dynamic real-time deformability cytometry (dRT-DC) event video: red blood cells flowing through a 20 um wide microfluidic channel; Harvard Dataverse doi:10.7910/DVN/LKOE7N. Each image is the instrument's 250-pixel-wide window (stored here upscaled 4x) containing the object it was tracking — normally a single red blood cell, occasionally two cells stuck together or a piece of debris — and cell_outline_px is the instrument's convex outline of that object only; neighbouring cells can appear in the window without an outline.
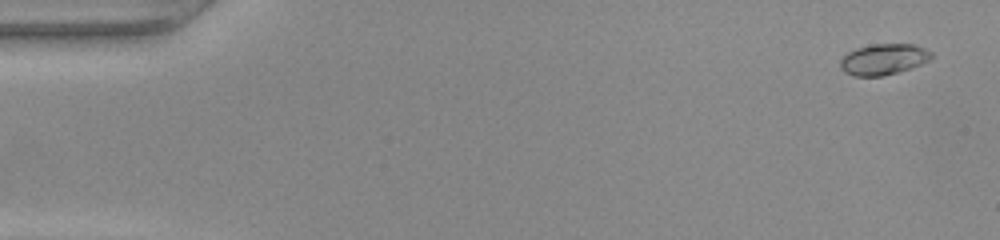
{"species": "common noctule bat (a hibernating species)", "species_latin": "Nyctalus noctula", "temperature_condition": "warm", "stored_images_in_passage": 49, "camera_frame_rate_fps": 3000, "um_per_image_px": 0.085, "animal": {"sex": "female", "body_mass_g": 22.0, "forearm_length_mm": 56.7}, "frame": {"image": 1, "passage_image": 2, "time_ms": 0.333, "image_size_px": [1000, 240], "cell_outline_px": [[932, 56], [928, 60], [920, 64], [896, 72], [880, 76], [852, 76], [844, 72], [840, 68], [840, 60], [848, 52], [856, 48], [872, 44], [912, 44], [924, 48], [932, 52]], "centroid_in_image_um": [75.05, 5.03], "position_along_channel_um": 9.9, "area_um2": 16.24}}
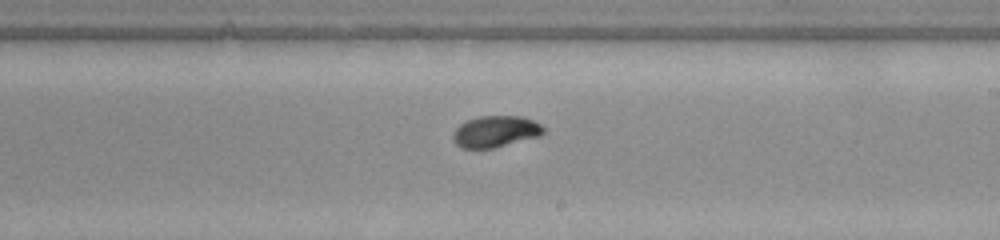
{"frame": {"image": 2, "passage_image": 29, "time_ms": 9.333, "image_size_px": [1000, 240], "cell_outline_px": [[544, 132], [540, 136], [492, 148], [464, 148], [456, 144], [452, 136], [456, 128], [460, 124], [468, 120], [480, 116], [520, 116], [532, 120], [540, 124], [544, 128]], "centroid_in_image_um": [42.12, 11.17], "position_along_channel_um": 246.9, "area_um2": 16.36}}
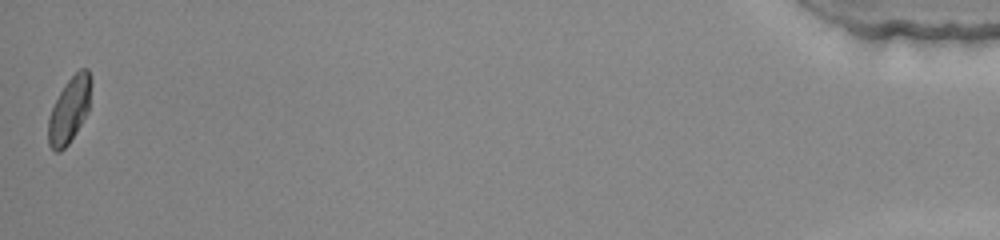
{"frame": {"image": 3, "passage_image": 49, "time_ms": 16.0, "image_size_px": [1000, 240], "cell_outline_px": [[92, 84], [88, 112], [76, 132], [68, 144], [60, 152], [56, 152], [48, 144], [48, 120], [52, 108], [64, 84], [80, 68], [88, 68], [92, 76]], "centroid_in_image_um": [5.93, 9.31], "position_along_channel_um": 429.3, "area_um2": 16.47}}